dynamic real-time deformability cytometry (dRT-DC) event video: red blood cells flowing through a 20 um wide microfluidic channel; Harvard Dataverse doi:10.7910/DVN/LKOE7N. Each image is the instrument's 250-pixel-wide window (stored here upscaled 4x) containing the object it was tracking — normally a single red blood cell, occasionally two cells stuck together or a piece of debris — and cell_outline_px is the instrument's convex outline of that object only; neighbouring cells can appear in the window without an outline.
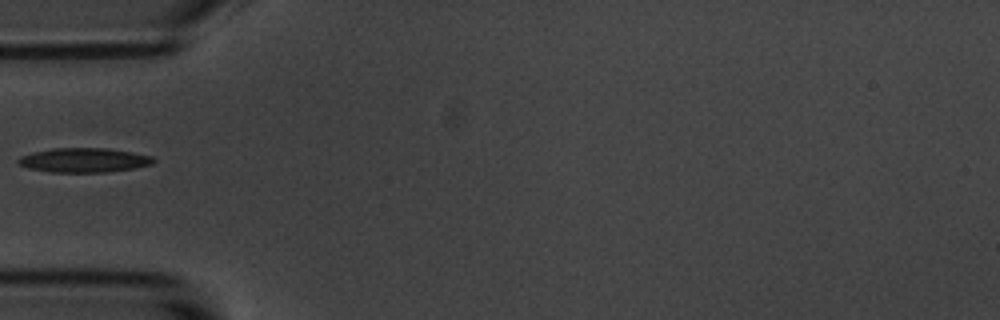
{"species": "common noctule bat (a hibernating species)", "species_latin": "Nyctalus noctula", "temperature_condition": "room temperature", "stored_images_in_passage": 3, "camera_frame_rate_fps": 3000, "um_per_image_px": 0.085, "animal": {"sex": "male", "body_mass_g": 20.1, "forearm_length_mm": 53.5}, "frame": {"image": 1, "passage_image": 3, "time_ms": 3.333, "image_size_px": [1000, 320], "cell_outline_px": [[156, 160], [152, 164], [132, 168], [108, 172], [52, 172], [28, 168], [20, 164], [16, 160], [20, 156], [32, 152], [52, 148], [108, 148], [132, 152], [152, 156]], "centroid_in_image_um": [7.13, 13.6], "position_along_channel_um": 77.9, "area_um2": 19.19}}